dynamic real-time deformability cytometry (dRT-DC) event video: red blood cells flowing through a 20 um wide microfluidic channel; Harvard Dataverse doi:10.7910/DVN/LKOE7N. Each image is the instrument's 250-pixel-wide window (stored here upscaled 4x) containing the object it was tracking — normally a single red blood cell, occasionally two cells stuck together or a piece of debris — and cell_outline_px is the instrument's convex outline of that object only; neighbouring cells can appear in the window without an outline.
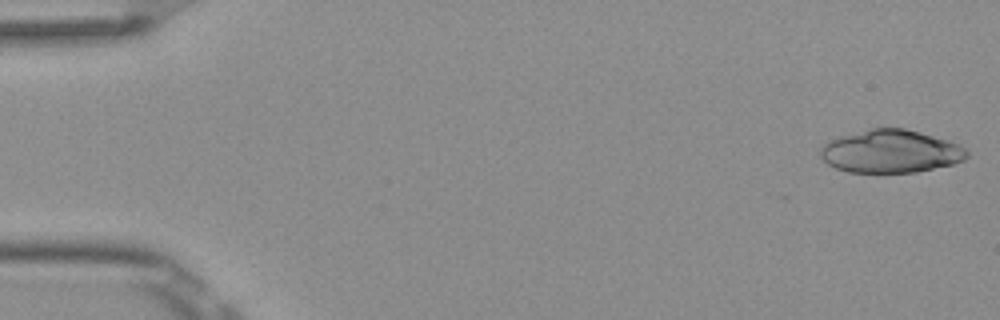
{"species": "Egyptian fruit bat (a non-hibernating species)", "species_latin": "Rousettus aegyptiacus", "temperature_condition": "room temperature", "stored_images_in_passage": 51, "camera_frame_rate_fps": 3000, "um_per_image_px": 0.085, "frame": {"image": 1, "passage_image": 1, "time_ms": 0.0, "image_size_px": [1000, 320], "cell_outline_px": [[968, 156], [964, 160], [952, 164], [916, 172], [848, 172], [836, 168], [828, 164], [820, 156], [820, 148], [828, 140], [840, 136], [872, 128], [904, 128], [920, 132], [948, 140], [968, 148]], "centroid_in_image_um": [75.71, 12.86], "position_along_channel_um": 9.3, "area_um2": 36.65}}